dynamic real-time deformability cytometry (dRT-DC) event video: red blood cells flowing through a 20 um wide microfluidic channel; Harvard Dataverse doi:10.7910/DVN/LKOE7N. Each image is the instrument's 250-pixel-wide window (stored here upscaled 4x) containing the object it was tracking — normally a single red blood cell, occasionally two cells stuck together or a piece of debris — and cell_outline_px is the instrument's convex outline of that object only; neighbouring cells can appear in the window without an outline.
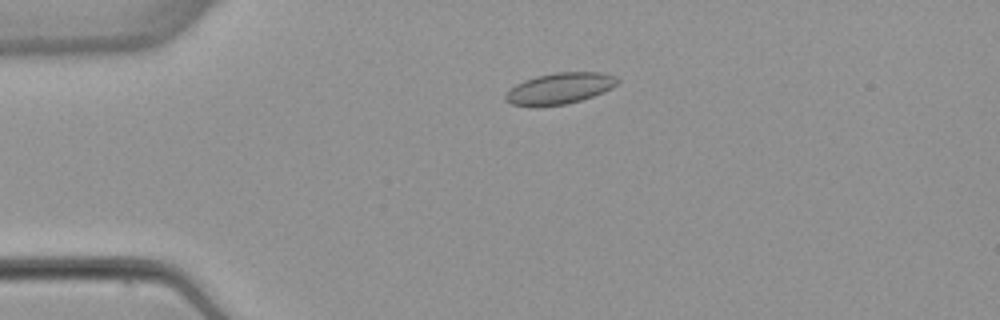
{"species": "common noctule bat (a hibernating species)", "species_latin": "Nyctalus noctula", "temperature_condition": "warm", "stored_images_in_passage": 5, "camera_frame_rate_fps": 3000, "um_per_image_px": 0.085, "animal": {"sex": "female", "body_mass_g": 22.7, "forearm_length_mm": 54.2}, "frame": {"image": 1, "passage_image": 4, "time_ms": 3.667, "image_size_px": [1000, 320], "cell_outline_px": [[620, 80], [612, 88], [604, 92], [580, 100], [564, 104], [536, 108], [512, 104], [504, 100], [504, 96], [516, 84], [524, 80], [536, 76], [556, 72], [604, 72], [616, 76]], "centroid_in_image_um": [47.57, 7.52], "position_along_channel_um": 37.4, "area_um2": 20.58}}